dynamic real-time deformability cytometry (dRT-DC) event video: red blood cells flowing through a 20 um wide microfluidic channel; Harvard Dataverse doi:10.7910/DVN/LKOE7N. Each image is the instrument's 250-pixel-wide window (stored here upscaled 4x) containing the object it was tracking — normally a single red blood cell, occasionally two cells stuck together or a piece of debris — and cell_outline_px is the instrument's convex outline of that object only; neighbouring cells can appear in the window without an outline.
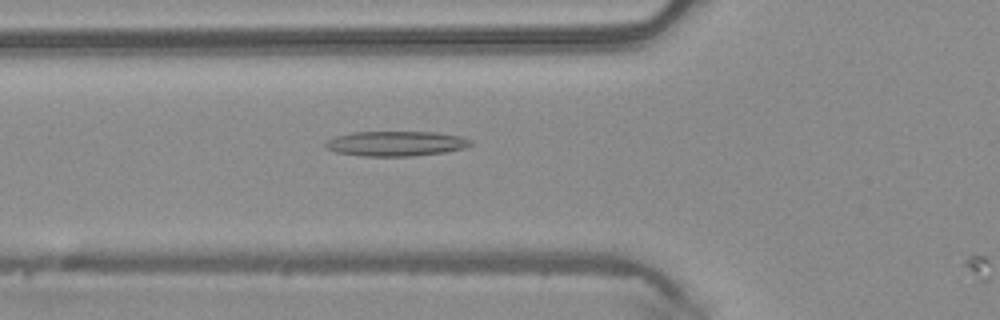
{"species": "common noctule bat (a hibernating species)", "species_latin": "Nyctalus noctula", "temperature_condition": "warm", "stored_images_in_passage": 6, "camera_frame_rate_fps": 3000, "um_per_image_px": 0.085, "animal": {"sex": "male", "body_mass_g": 20.4}, "frame": {"image": 1, "passage_image": 5, "time_ms": 1.333, "image_size_px": [1000, 320], "cell_outline_px": [[472, 144], [464, 148], [444, 152], [412, 156], [360, 156], [336, 152], [324, 148], [324, 144], [328, 140], [336, 136], [352, 132], [436, 132], [460, 136], [472, 140]], "centroid_in_image_um": [33.63, 12.2], "position_along_channel_um": 92.2, "area_um2": 21.15}}